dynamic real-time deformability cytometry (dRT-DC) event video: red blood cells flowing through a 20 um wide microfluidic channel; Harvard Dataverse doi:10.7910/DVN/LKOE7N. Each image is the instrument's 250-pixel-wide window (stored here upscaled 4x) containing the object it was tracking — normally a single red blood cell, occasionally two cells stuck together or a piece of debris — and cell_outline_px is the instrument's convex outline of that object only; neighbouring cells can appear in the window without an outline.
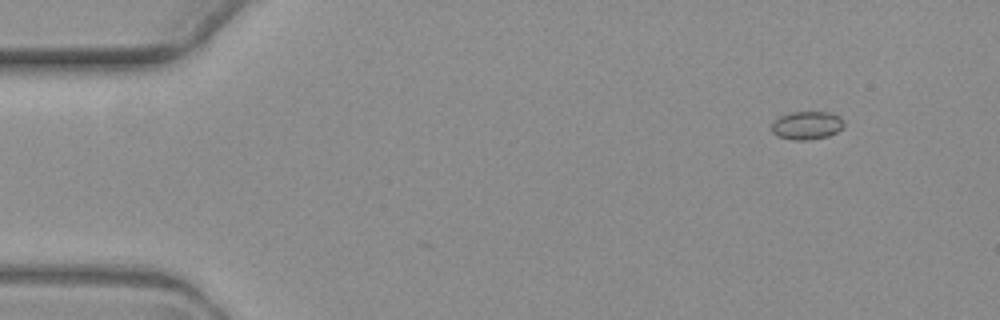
{"species": "common noctule bat (a hibernating species)", "species_latin": "Nyctalus noctula", "temperature_condition": "warm", "stored_images_in_passage": 10, "camera_frame_rate_fps": 3000, "um_per_image_px": 0.085, "animal": {"sex": "female", "body_mass_g": 19.3, "forearm_length_mm": 54.1}, "frame": {"image": 1, "passage_image": 2, "time_ms": 2.0, "image_size_px": [1000, 320], "cell_outline_px": [[844, 124], [836, 132], [828, 136], [808, 140], [792, 140], [776, 136], [772, 132], [772, 124], [780, 116], [792, 112], [832, 112], [840, 116], [844, 120]], "centroid_in_image_um": [68.59, 10.66], "position_along_channel_um": 16.4, "area_um2": 11.91}}
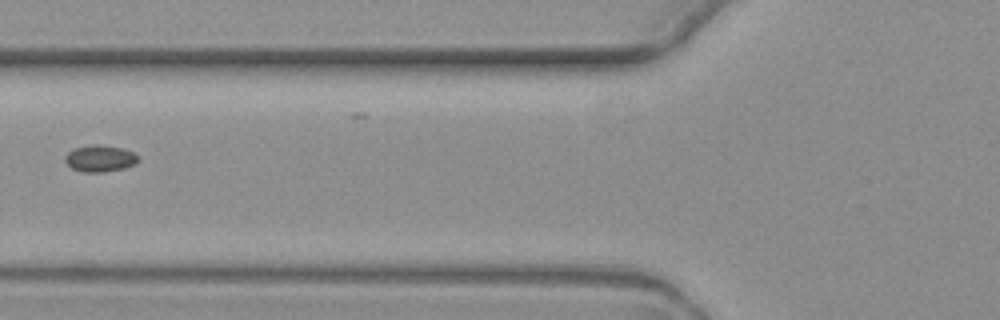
{"frame": {"image": 2, "passage_image": 6, "time_ms": 7.667, "image_size_px": [1000, 320], "cell_outline_px": [[140, 160], [136, 164], [124, 168], [104, 172], [84, 172], [72, 168], [64, 160], [64, 156], [68, 152], [76, 148], [92, 144], [100, 144], [120, 148], [132, 152]], "centroid_in_image_um": [8.49, 13.47], "position_along_channel_um": 117.3, "area_um2": 11.27}}
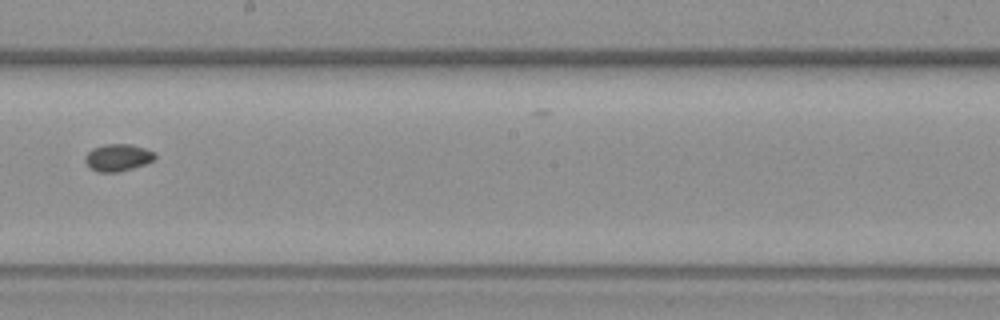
{"frame": {"image": 3, "passage_image": 9, "time_ms": 11.0, "image_size_px": [1000, 320], "cell_outline_px": [[156, 156], [152, 160], [144, 164], [120, 172], [96, 172], [88, 168], [84, 160], [84, 156], [92, 148], [104, 144], [132, 144], [156, 152]], "centroid_in_image_um": [9.97, 13.39], "position_along_channel_um": 238.2, "area_um2": 11.21}}